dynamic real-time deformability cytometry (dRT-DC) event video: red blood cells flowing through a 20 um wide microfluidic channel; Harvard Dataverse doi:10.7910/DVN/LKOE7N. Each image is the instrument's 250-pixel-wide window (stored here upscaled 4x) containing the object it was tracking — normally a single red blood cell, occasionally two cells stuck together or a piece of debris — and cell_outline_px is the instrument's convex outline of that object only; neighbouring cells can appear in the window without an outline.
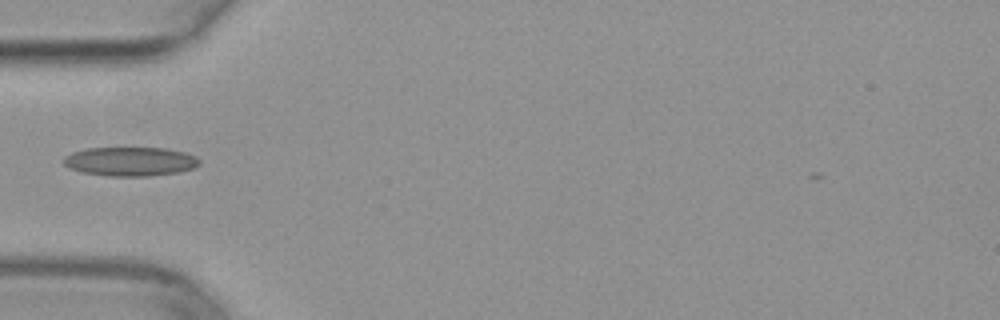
{"species": "common noctule bat (a hibernating species)", "species_latin": "Nyctalus noctula", "temperature_condition": "warm", "stored_images_in_passage": 34, "camera_frame_rate_fps": 3000, "um_per_image_px": 0.085, "animal": {"sex": "female", "body_mass_g": 29.2, "forearm_length_mm": 56.3}, "frame": {"image": 1, "passage_image": 1, "time_ms": 0.0, "image_size_px": [1000, 320], "cell_outline_px": [[200, 164], [196, 168], [180, 172], [148, 176], [108, 176], [80, 172], [68, 168], [64, 164], [64, 156], [72, 152], [88, 148], [164, 148], [184, 152], [196, 156], [200, 160]], "centroid_in_image_um": [11.09, 13.73], "position_along_channel_um": 73.9, "area_um2": 23.18}}
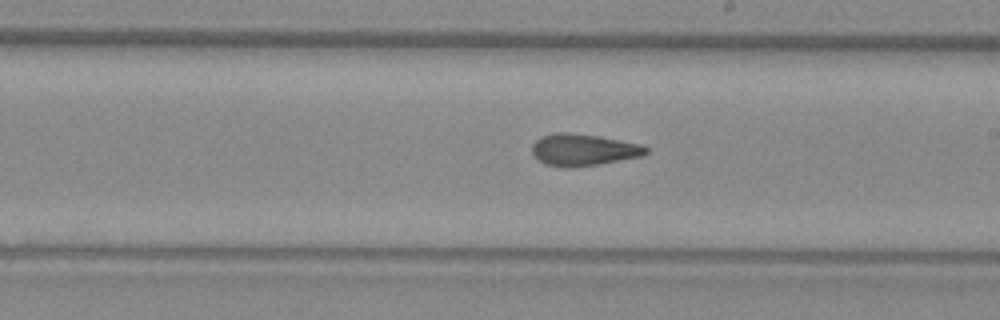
{"frame": {"image": 2, "passage_image": 13, "time_ms": 4.0, "image_size_px": [1000, 320], "cell_outline_px": [[648, 152], [644, 156], [600, 164], [568, 168], [544, 164], [532, 152], [532, 144], [540, 136], [556, 132], [568, 132], [596, 136], [640, 144], [648, 148]], "centroid_in_image_um": [49.58, 12.74], "position_along_channel_um": 239.4, "area_um2": 21.1}}
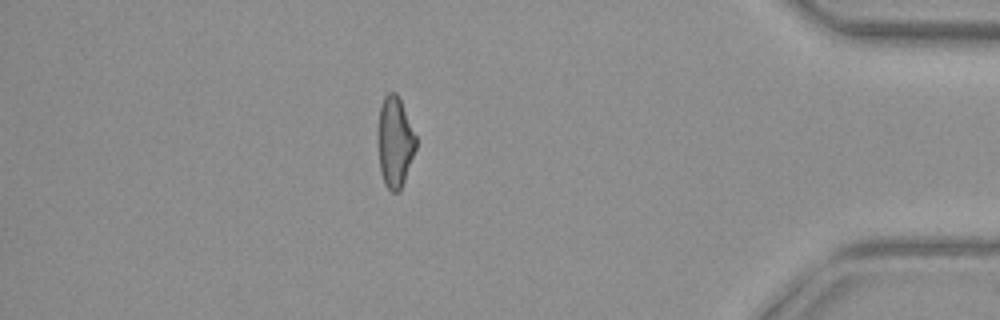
{"frame": {"image": 3, "passage_image": 28, "time_ms": 9.0, "image_size_px": [1000, 320], "cell_outline_px": [[416, 148], [400, 192], [392, 192], [384, 184], [380, 172], [376, 140], [376, 136], [380, 104], [384, 96], [388, 92], [396, 92], [400, 100], [416, 136]], "centroid_in_image_um": [33.52, 12.08], "position_along_channel_um": 401.7, "area_um2": 20.46}}